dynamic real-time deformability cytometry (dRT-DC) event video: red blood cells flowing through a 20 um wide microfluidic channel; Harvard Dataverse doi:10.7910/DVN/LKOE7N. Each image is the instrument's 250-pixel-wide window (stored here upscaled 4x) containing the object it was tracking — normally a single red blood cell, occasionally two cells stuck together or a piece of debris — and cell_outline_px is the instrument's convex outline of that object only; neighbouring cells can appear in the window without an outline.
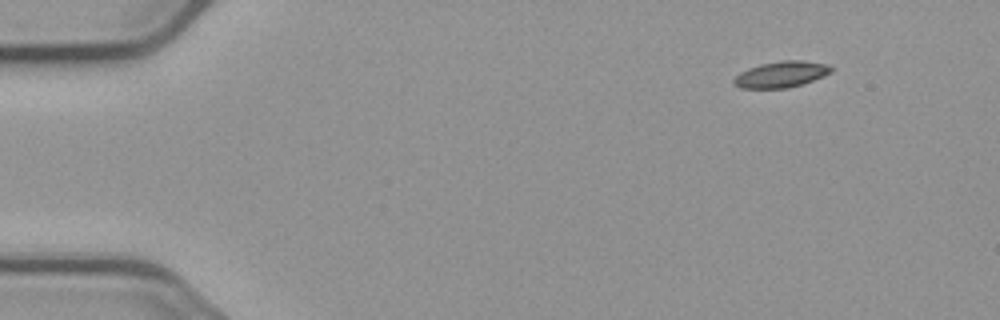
{"species": "common noctule bat (a hibernating species)", "species_latin": "Nyctalus noctula", "temperature_condition": "cold", "stored_images_in_passage": 4, "camera_frame_rate_fps": 3000, "um_per_image_px": 0.085, "animal": {"sex": "male", "body_mass_g": 23.1, "forearm_length_mm": 52.7}, "frame": {"image": 1, "passage_image": 1, "time_ms": 0.0, "image_size_px": [1000, 320], "cell_outline_px": [[832, 72], [824, 76], [804, 84], [788, 88], [740, 88], [732, 84], [732, 80], [740, 72], [748, 68], [760, 64], [780, 60], [800, 60], [828, 64], [832, 68]], "centroid_in_image_um": [66.39, 6.32], "position_along_channel_um": 18.6, "area_um2": 15.03}}
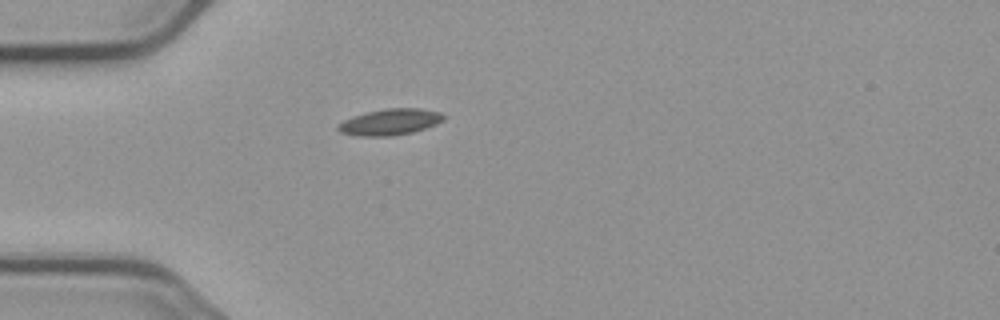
{"frame": {"image": 2, "passage_image": 4, "time_ms": 3.333, "image_size_px": [1000, 320], "cell_outline_px": [[444, 120], [436, 124], [412, 132], [392, 136], [360, 136], [340, 132], [336, 128], [336, 124], [352, 116], [384, 108], [420, 108], [440, 112], [444, 116]], "centroid_in_image_um": [33.13, 10.36], "position_along_channel_um": 51.9, "area_um2": 16.13}}